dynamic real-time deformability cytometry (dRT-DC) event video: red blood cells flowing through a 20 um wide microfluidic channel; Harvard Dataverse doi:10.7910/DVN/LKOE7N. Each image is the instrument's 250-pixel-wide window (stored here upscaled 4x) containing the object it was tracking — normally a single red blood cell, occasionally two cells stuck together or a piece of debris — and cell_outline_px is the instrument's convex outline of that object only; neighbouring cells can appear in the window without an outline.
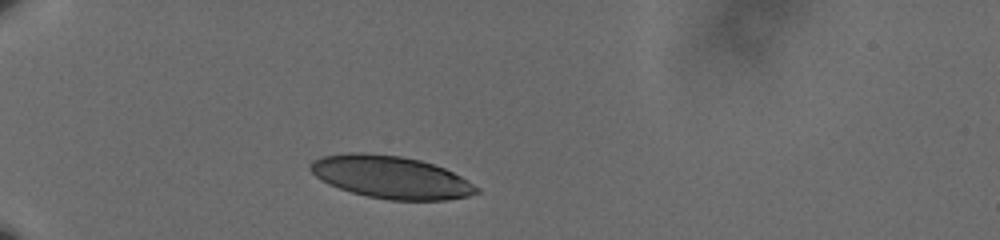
{"species": "human", "species_latin": "Homo sapiens", "temperature_condition": "cold", "stored_images_in_passage": 35, "camera_frame_rate_fps": 3000, "um_per_image_px": 0.085, "donor": {"sex": "male"}, "frame": {"image": 1, "passage_image": 1, "time_ms": 0.0, "image_size_px": [1000, 240], "cell_outline_px": [[480, 192], [468, 196], [444, 200], [388, 200], [368, 196], [352, 192], [328, 184], [320, 180], [308, 168], [308, 164], [312, 160], [324, 156], [348, 152], [364, 152], [400, 156], [420, 160], [444, 168], [460, 176], [480, 188]], "centroid_in_image_um": [33.2, 15.05], "position_along_channel_um": 51.8, "area_um2": 41.15}}
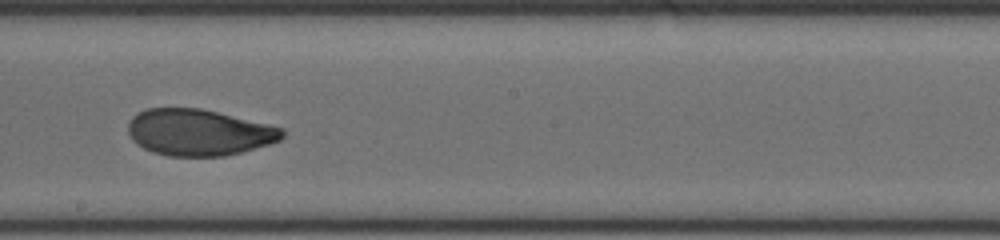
{"frame": {"image": 2, "passage_image": 19, "time_ms": 6.0, "image_size_px": [1000, 240], "cell_outline_px": [[284, 136], [280, 140], [268, 144], [240, 152], [224, 156], [168, 156], [152, 152], [136, 144], [132, 140], [128, 132], [128, 124], [132, 116], [136, 112], [144, 108], [200, 108], [268, 124], [284, 128]], "centroid_in_image_um": [16.85, 11.25], "position_along_channel_um": 231.3, "area_um2": 41.73}}
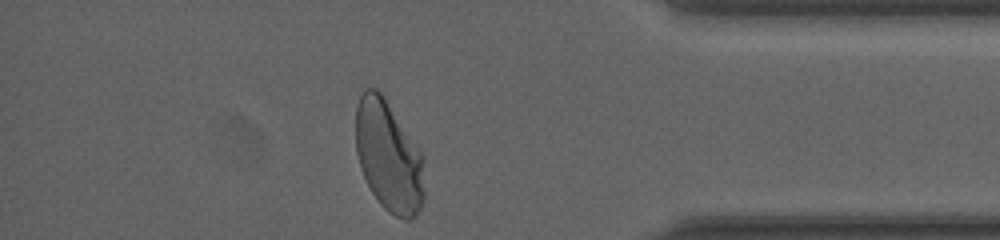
{"frame": {"image": 3, "passage_image": 35, "time_ms": 11.333, "image_size_px": [1000, 240], "cell_outline_px": [[424, 200], [416, 216], [408, 220], [404, 220], [388, 212], [380, 204], [372, 192], [360, 168], [356, 152], [356, 104], [364, 88], [376, 88], [384, 96], [424, 156]], "centroid_in_image_um": [33.04, 13.29], "position_along_channel_um": 402.2, "area_um2": 44.74}, "authors_computed_cell_mechanics": {"area_um2": 42.3674, "velocity_mm_per_s": 3.5762, "shape_relaxation_time_tau1_ms": 5.3928, "shape_relaxation_time_tau2_ms": 1.1911, "deformation_change_tau1": 0.1845, "deformation_change_tau2": 0.0575}}